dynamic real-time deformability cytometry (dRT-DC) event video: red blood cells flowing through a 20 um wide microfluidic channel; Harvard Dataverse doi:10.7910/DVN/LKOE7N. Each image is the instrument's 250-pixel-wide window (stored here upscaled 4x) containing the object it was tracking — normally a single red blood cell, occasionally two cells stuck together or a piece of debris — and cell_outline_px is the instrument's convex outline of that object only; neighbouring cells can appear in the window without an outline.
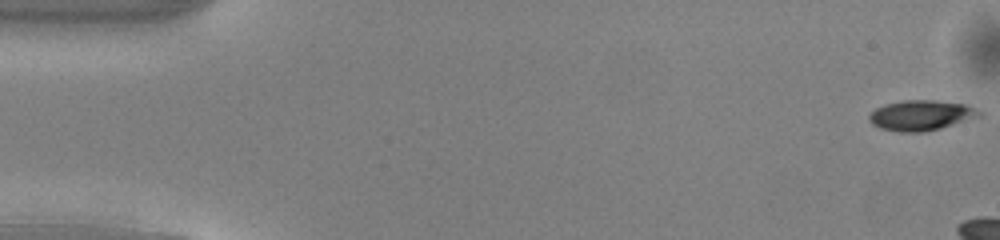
{"species": "common noctule bat (a hibernating species)", "species_latin": "Nyctalus noctula", "temperature_condition": "warm", "stored_images_in_passage": 8, "camera_frame_rate_fps": 3000, "um_per_image_px": 0.085, "animal": {"sex": "male", "body_mass_g": 13.0, "forearm_length_mm": 53.1}, "frame": {"image": 1, "passage_image": 1, "time_ms": 0.0, "image_size_px": [1000, 240], "cell_outline_px": [[984, 116], [940, 128], [924, 132], [900, 132], [880, 128], [872, 124], [868, 120], [868, 116], [876, 108], [884, 104], [904, 100], [936, 100], [968, 104], [984, 112]], "centroid_in_image_um": [78.35, 9.79], "position_along_channel_um": 6.6, "area_um2": 19.77}}